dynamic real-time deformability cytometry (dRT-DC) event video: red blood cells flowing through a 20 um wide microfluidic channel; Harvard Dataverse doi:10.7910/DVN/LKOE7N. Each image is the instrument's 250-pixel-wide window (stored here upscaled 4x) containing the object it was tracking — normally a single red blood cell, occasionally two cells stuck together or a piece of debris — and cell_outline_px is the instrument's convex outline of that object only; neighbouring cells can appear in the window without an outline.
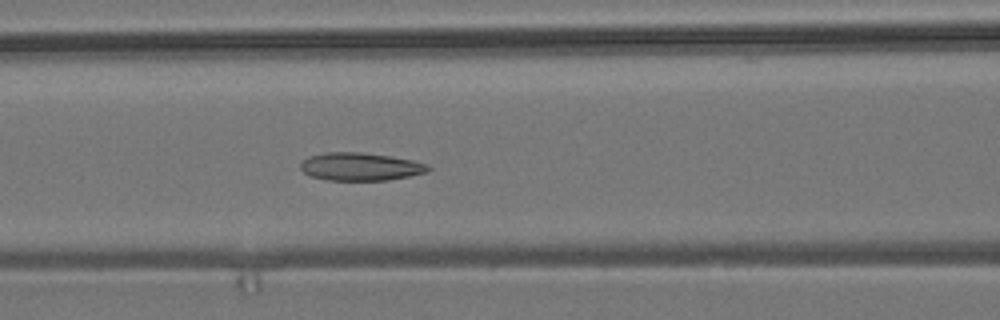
{"species": "common noctule bat (a hibernating species)", "species_latin": "Nyctalus noctula", "temperature_condition": "room temperature", "stored_images_in_passage": 27, "camera_frame_rate_fps": 3000, "um_per_image_px": 0.085, "animal": {"sex": "male", "body_mass_g": 19.2, "forearm_length_mm": 51.8}, "frame": {"image": 1, "passage_image": 22, "time_ms": 7.0, "image_size_px": [1000, 320], "cell_outline_px": [[432, 168], [428, 172], [388, 180], [328, 180], [308, 176], [300, 168], [300, 164], [308, 156], [324, 152], [360, 152], [388, 156], [412, 160], [428, 164]], "centroid_in_image_um": [30.62, 14.16], "position_along_channel_um": 136.0, "area_um2": 20.81}}
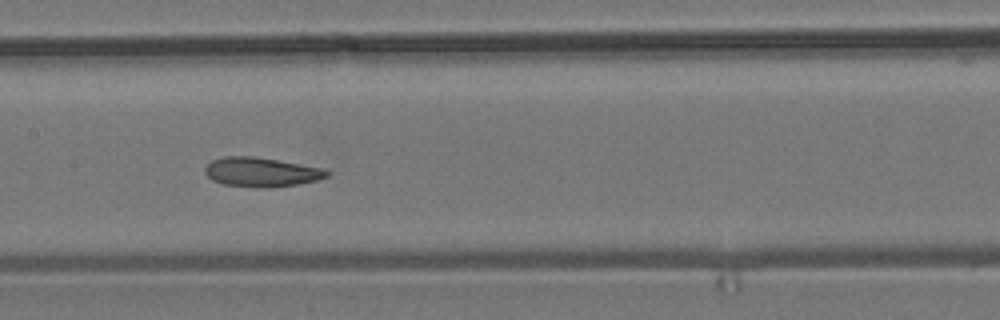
{"frame": {"image": 2, "passage_image": 26, "time_ms": 8.333, "image_size_px": [1000, 320], "cell_outline_px": [[328, 176], [316, 180], [296, 184], [268, 188], [256, 188], [224, 184], [212, 180], [204, 172], [204, 168], [212, 160], [224, 156], [256, 156], [320, 168], [328, 172]], "centroid_in_image_um": [22.14, 14.63], "position_along_channel_um": 185.3, "area_um2": 20.63}}